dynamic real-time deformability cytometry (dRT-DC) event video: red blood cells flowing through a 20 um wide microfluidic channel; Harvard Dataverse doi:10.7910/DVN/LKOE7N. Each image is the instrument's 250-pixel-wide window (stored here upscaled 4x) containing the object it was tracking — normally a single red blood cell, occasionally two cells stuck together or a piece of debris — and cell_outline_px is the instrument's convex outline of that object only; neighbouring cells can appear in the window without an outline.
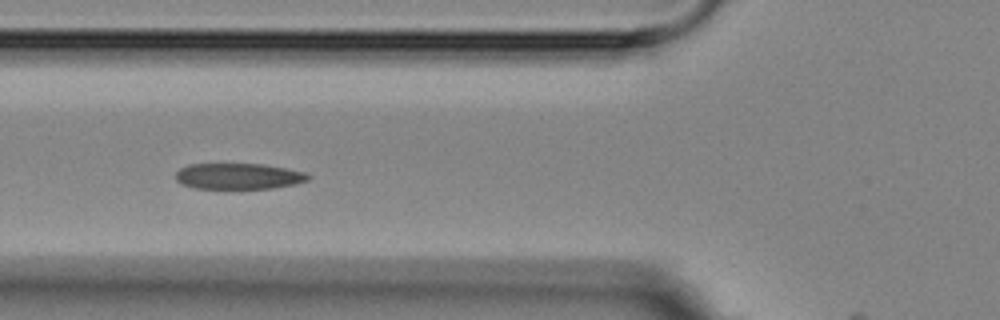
{"species": "Egyptian fruit bat (a non-hibernating species)", "species_latin": "Rousettus aegyptiacus", "temperature_condition": "room temperature", "stored_images_in_passage": 16, "camera_frame_rate_fps": 3000, "um_per_image_px": 0.085, "animal": {"sex": "female"}, "frame": {"image": 1, "passage_image": 5, "time_ms": 4.667, "image_size_px": [1000, 320], "cell_outline_px": [[312, 176], [308, 180], [296, 184], [272, 188], [196, 188], [180, 184], [176, 180], [176, 172], [180, 168], [188, 164], [264, 164], [308, 172]], "centroid_in_image_um": [20.31, 14.97], "position_along_channel_um": 105.5, "area_um2": 20.17}}
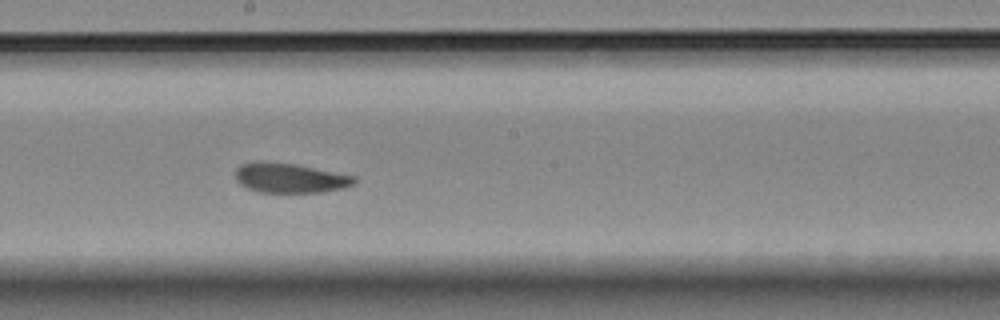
{"frame": {"image": 2, "passage_image": 8, "time_ms": 8.0, "image_size_px": [1000, 320], "cell_outline_px": [[356, 184], [344, 188], [324, 192], [260, 192], [248, 188], [240, 184], [236, 180], [236, 168], [240, 164], [252, 160], [264, 160], [296, 164], [356, 176]], "centroid_in_image_um": [24.63, 15.1], "position_along_channel_um": 223.6, "area_um2": 20.98}}
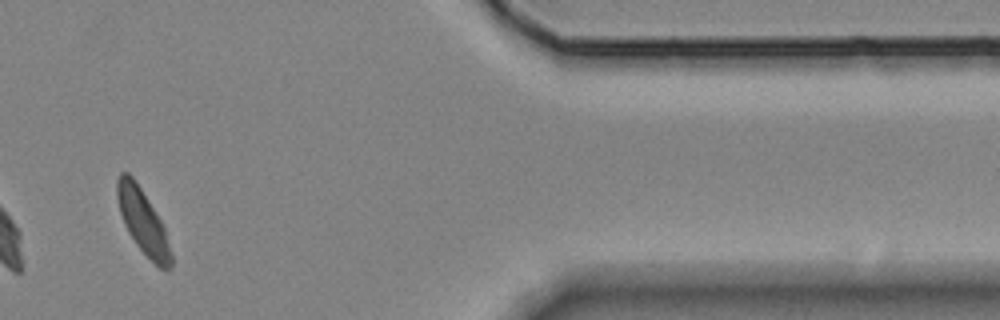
{"frame": {"image": 3, "passage_image": 13, "time_ms": 14.0, "image_size_px": [1000, 320], "cell_outline_px": [[172, 268], [160, 268], [136, 244], [128, 232], [124, 224], [120, 212], [116, 196], [116, 180], [120, 172], [128, 172], [132, 176], [140, 188], [160, 220], [164, 228], [172, 256]], "centroid_in_image_um": [12.11, 18.8], "position_along_channel_um": 399.3, "area_um2": 19.65}, "authors_computed_cell_mechanics": {"area_um2": 21.0103, "velocity_mm_per_s": 3.5503, "shape_relaxation_time_tau1_ms": 1.9885, "shape_relaxation_time_tau2_ms": 0.4877, "deformation_change_tau1": 0.101, "deformation_change_tau2": 0.0655}}